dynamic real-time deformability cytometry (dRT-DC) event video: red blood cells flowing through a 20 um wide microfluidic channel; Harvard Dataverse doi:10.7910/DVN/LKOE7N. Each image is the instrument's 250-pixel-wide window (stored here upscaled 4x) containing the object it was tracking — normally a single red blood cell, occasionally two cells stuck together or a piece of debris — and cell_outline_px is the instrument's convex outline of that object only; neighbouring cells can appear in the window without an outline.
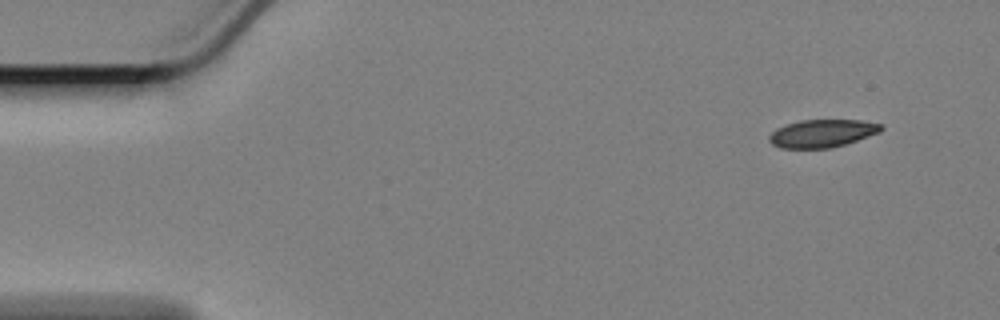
{"species": "Egyptian fruit bat (a non-hibernating species)", "species_latin": "Rousettus aegyptiacus", "temperature_condition": "cold", "stored_images_in_passage": 8, "camera_frame_rate_fps": 3000, "um_per_image_px": 0.085, "animal": {"sex": "female"}, "frame": {"image": 1, "passage_image": 1, "time_ms": 0.0, "image_size_px": [1000, 320], "cell_outline_px": [[884, 128], [880, 132], [832, 148], [780, 148], [772, 144], [768, 140], [768, 136], [776, 128], [800, 120], [860, 120], [884, 124]], "centroid_in_image_um": [69.89, 11.33], "position_along_channel_um": 15.1, "area_um2": 18.15}}